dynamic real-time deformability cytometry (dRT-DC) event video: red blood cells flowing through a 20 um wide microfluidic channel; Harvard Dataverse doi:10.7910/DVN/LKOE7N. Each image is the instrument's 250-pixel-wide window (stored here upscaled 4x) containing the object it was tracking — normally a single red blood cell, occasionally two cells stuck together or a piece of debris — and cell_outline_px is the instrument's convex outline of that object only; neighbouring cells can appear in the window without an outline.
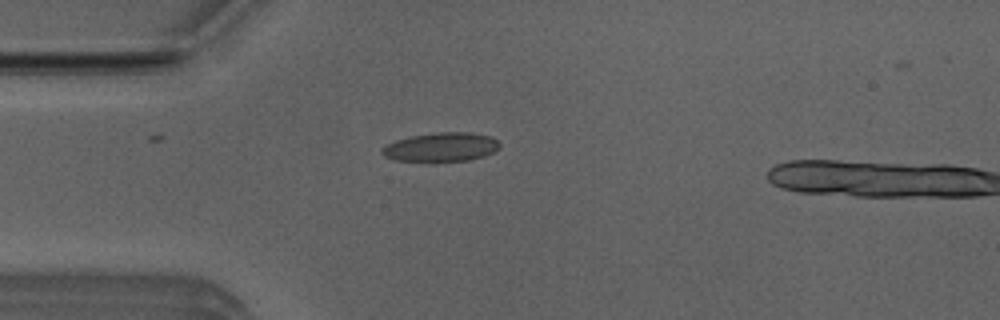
{"species": "Egyptian fruit bat (a non-hibernating species)", "species_latin": "Rousettus aegyptiacus", "temperature_condition": "room temperature", "stored_images_in_passage": 16, "camera_frame_rate_fps": 3000, "um_per_image_px": 0.085, "animal": {"sex": "male"}, "frame": {"image": 1, "passage_image": 14, "time_ms": 4.333, "image_size_px": [1000, 320], "cell_outline_px": [[500, 148], [484, 156], [468, 160], [432, 164], [396, 160], [384, 156], [380, 152], [388, 144], [396, 140], [412, 136], [436, 132], [468, 132], [492, 136], [500, 144]], "centroid_in_image_um": [37.5, 12.54], "position_along_channel_um": 47.5, "area_um2": 20.46}}